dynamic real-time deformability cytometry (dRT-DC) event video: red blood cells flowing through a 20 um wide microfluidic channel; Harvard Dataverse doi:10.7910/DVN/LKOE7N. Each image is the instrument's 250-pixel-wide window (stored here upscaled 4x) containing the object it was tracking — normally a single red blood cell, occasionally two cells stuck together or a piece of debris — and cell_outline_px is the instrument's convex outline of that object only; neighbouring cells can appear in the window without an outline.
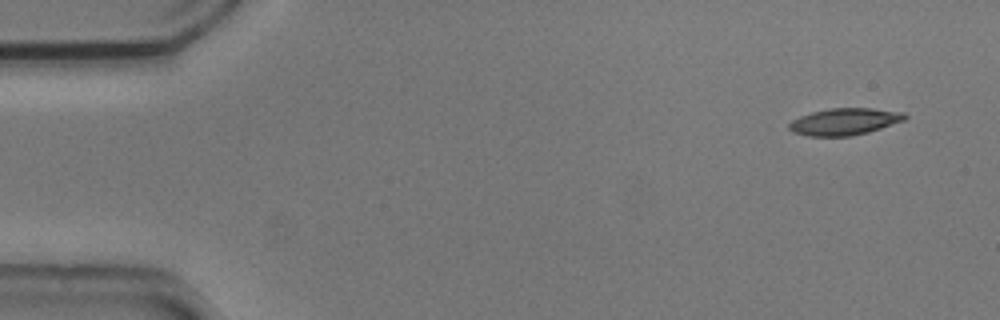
{"species": "common noctule bat (a hibernating species)", "species_latin": "Nyctalus noctula", "temperature_condition": "cold", "stored_images_in_passage": 14, "camera_frame_rate_fps": 3000, "um_per_image_px": 0.085, "animal": {"sex": "male", "body_mass_g": 20.5, "forearm_length_mm": 52.5}, "frame": {"image": 1, "passage_image": 1, "time_ms": 0.0, "image_size_px": [1000, 320], "cell_outline_px": [[908, 116], [904, 120], [868, 132], [852, 136], [808, 136], [792, 132], [788, 128], [788, 124], [792, 120], [800, 116], [812, 112], [828, 108], [872, 108], [904, 112]], "centroid_in_image_um": [71.76, 10.33], "position_along_channel_um": 13.2, "area_um2": 18.15}}
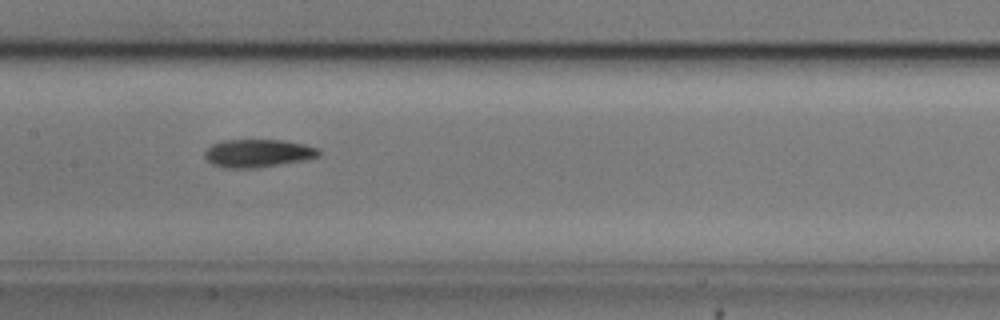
{"frame": {"image": 2, "passage_image": 7, "time_ms": 2.0, "image_size_px": [1000, 320], "cell_outline_px": [[320, 156], [308, 160], [256, 168], [224, 168], [212, 164], [204, 156], [204, 152], [212, 144], [224, 140], [284, 140], [304, 144], [320, 148]], "centroid_in_image_um": [21.97, 13.03], "position_along_channel_um": 185.4, "area_um2": 18.84}}
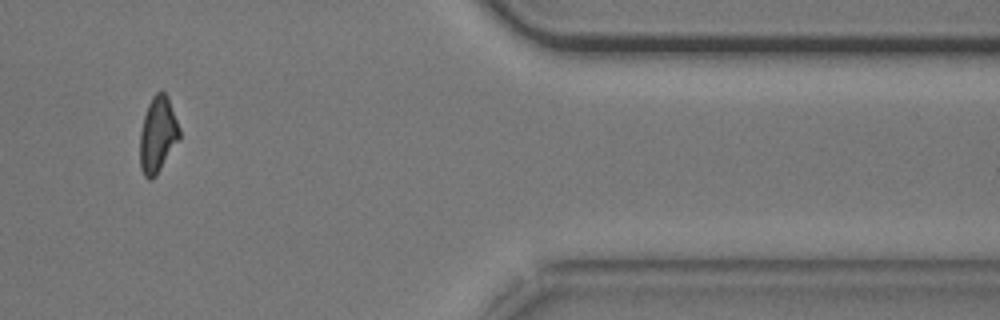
{"frame": {"image": 3, "passage_image": 12, "time_ms": 3.667, "image_size_px": [1000, 320], "cell_outline_px": [[180, 140], [156, 176], [152, 180], [148, 180], [144, 176], [140, 168], [140, 132], [144, 116], [148, 104], [152, 96], [156, 92], [164, 92], [168, 96], [180, 128]], "centroid_in_image_um": [13.42, 11.48], "position_along_channel_um": 398.0, "area_um2": 17.74}}